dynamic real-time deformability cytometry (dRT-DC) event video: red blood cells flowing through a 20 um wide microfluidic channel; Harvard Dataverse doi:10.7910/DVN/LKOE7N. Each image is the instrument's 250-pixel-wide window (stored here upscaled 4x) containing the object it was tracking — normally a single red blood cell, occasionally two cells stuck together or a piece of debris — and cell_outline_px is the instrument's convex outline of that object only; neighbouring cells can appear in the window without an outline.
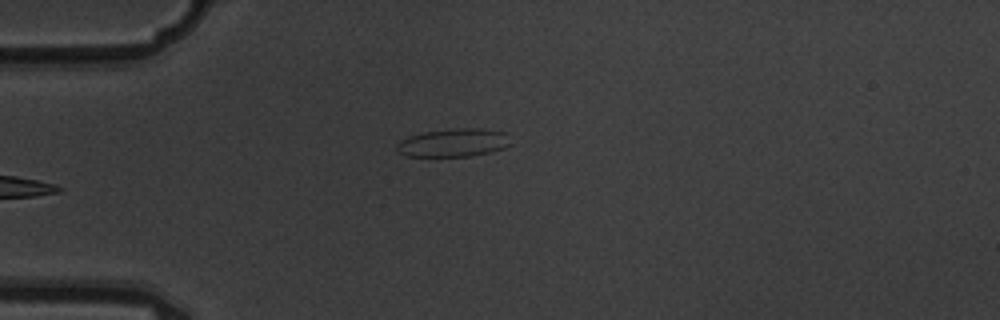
{"species": "common noctule bat (a hibernating species)", "species_latin": "Nyctalus noctula", "temperature_condition": "warm", "stored_images_in_passage": 6, "camera_frame_rate_fps": 3000, "um_per_image_px": 0.085, "animal": {"sex": "male", "body_mass_g": 19.5, "forearm_length_mm": 54.6}, "frame": {"image": 1, "passage_image": 6, "time_ms": 1.667, "image_size_px": [1000, 320], "cell_outline_px": [[512, 144], [504, 148], [492, 152], [468, 156], [408, 156], [396, 152], [396, 144], [400, 140], [424, 132], [456, 128], [480, 128], [508, 132]], "centroid_in_image_um": [38.6, 12.12], "position_along_channel_um": 46.4, "area_um2": 18.9}}